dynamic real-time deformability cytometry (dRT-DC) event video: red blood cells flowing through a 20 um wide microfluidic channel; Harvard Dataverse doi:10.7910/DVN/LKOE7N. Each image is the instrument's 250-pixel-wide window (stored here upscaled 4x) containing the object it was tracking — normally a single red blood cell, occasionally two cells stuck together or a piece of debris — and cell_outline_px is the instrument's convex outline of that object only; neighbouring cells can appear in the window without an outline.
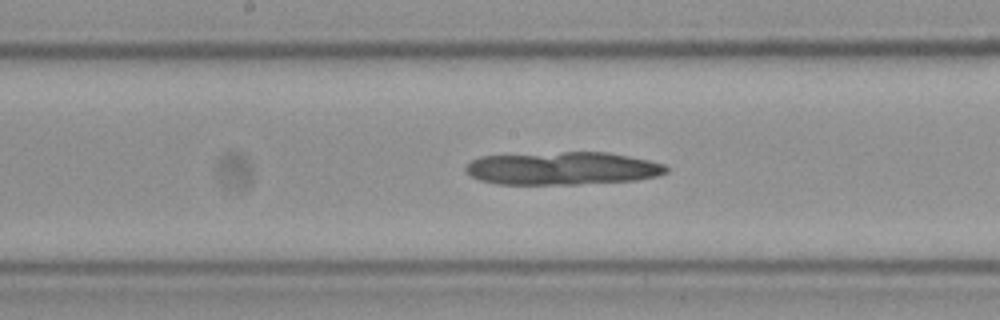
{"species": "Egyptian fruit bat (a non-hibernating species)", "species_latin": "Rousettus aegyptiacus", "temperature_condition": "cold", "stored_images_in_passage": 16, "segment_of_instrument_passage": [2, 2], "camera_frame_rate_fps": 3000, "um_per_image_px": 0.085, "frame": {"image": 1, "passage_image": 8, "time_ms": 2.333, "image_size_px": [1000, 320], "cell_outline_px": [[668, 172], [656, 176], [636, 180], [580, 184], [496, 184], [480, 180], [464, 172], [464, 168], [472, 160], [480, 156], [564, 152], [608, 152], [648, 160], [664, 164], [668, 168]], "centroid_in_image_um": [47.79, 14.31], "position_along_channel_um": 200.4, "area_um2": 38.49}}
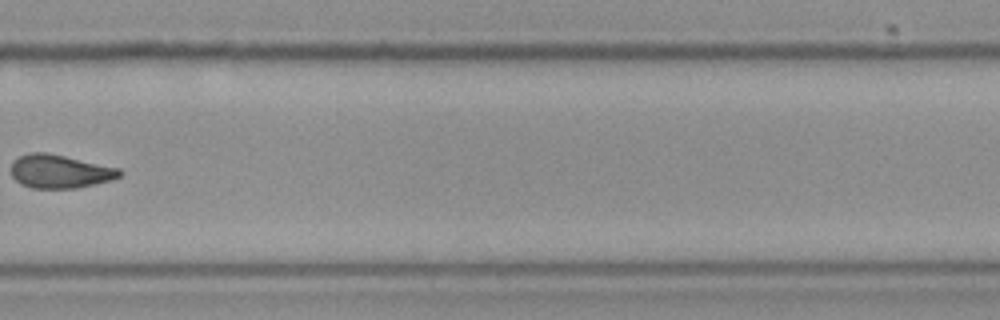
{"frame": {"image": 2, "passage_image": 12, "time_ms": 3.667, "image_size_px": [1000, 320], "cell_outline_px": [[124, 172], [120, 176], [112, 180], [76, 188], [32, 188], [20, 184], [12, 176], [12, 160], [28, 152], [48, 152], [120, 168]], "centroid_in_image_um": [5.09, 14.56], "position_along_channel_um": 324.7, "area_um2": 21.33}}
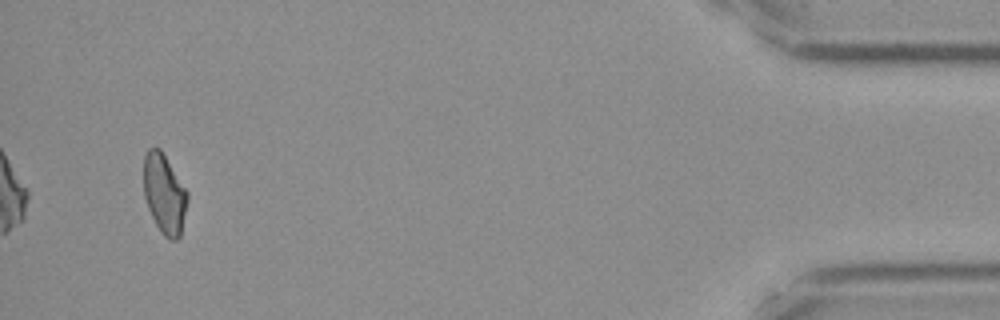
{"frame": {"image": 3, "passage_image": 16, "time_ms": 5.0, "image_size_px": [1000, 320], "cell_outline_px": [[188, 200], [180, 236], [176, 240], [172, 240], [164, 236], [160, 232], [148, 208], [144, 196], [144, 156], [148, 148], [160, 148], [188, 192]], "centroid_in_image_um": [13.97, 16.48], "position_along_channel_um": 421.2, "area_um2": 20.23}}